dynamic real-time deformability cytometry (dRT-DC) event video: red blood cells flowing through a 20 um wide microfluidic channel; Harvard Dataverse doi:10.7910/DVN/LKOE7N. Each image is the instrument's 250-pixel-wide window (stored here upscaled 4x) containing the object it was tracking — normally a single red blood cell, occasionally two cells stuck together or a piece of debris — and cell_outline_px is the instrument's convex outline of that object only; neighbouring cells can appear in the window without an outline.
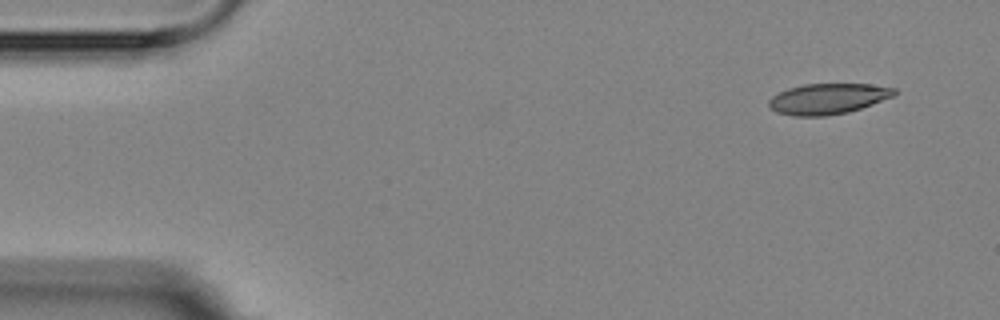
{"species": "Egyptian fruit bat (a non-hibernating species)", "species_latin": "Rousettus aegyptiacus", "temperature_condition": "room temperature", "stored_images_in_passage": 3, "camera_frame_rate_fps": 3000, "um_per_image_px": 0.085, "animal": {"sex": "female"}, "frame": {"image": 1, "passage_image": 1, "time_ms": 0.0, "image_size_px": [1000, 320], "cell_outline_px": [[896, 92], [892, 96], [872, 104], [848, 112], [824, 116], [792, 116], [776, 112], [768, 104], [768, 100], [772, 96], [788, 88], [804, 84], [868, 84], [896, 88]], "centroid_in_image_um": [70.34, 8.39], "position_along_channel_um": 14.7, "area_um2": 22.25}}